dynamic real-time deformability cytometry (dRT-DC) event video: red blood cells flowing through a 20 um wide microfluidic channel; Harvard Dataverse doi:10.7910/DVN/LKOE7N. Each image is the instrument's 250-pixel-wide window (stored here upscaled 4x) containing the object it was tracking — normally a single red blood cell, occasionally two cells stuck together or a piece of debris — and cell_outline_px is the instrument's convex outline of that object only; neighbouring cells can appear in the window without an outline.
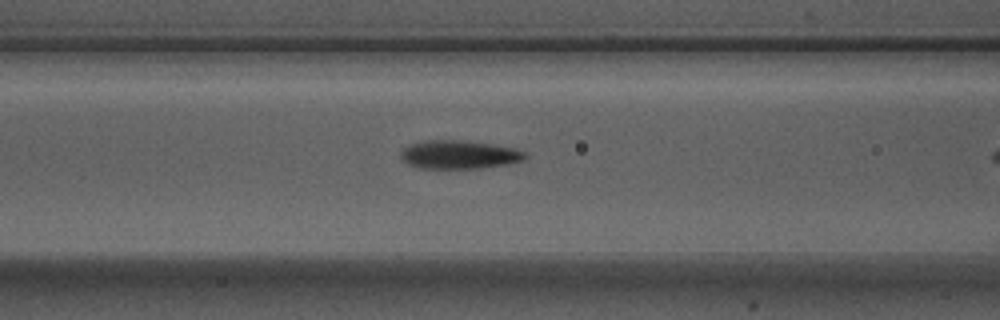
{"species": "Egyptian fruit bat (a non-hibernating species)", "species_latin": "Rousettus aegyptiacus", "temperature_condition": "warm", "stored_images_in_passage": 11, "camera_frame_rate_fps": 3000, "um_per_image_px": 0.085, "animal": {"sex": "male"}, "frame": {"image": 1, "passage_image": 10, "time_ms": 3.0, "image_size_px": [1000, 320], "cell_outline_px": [[528, 156], [524, 160], [508, 164], [480, 168], [420, 168], [408, 164], [400, 156], [400, 152], [408, 144], [424, 140], [452, 140], [488, 144], [516, 148], [524, 152]], "centroid_in_image_um": [39.01, 13.15], "position_along_channel_um": 127.6, "area_um2": 20.46}}